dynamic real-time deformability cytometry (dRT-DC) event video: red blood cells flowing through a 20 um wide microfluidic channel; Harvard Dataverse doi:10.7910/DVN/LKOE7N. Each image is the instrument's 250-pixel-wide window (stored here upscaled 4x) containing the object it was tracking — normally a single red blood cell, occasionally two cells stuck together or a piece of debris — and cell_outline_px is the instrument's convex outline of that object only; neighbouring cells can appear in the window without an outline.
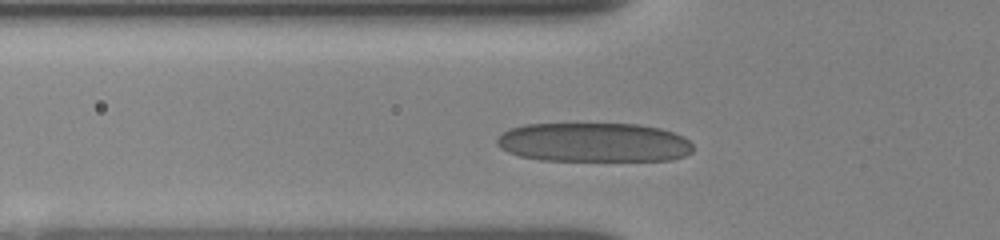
{"species": "human", "species_latin": "Homo sapiens", "temperature_condition": "room temperature", "stored_images_in_passage": 57, "camera_frame_rate_fps": 3000, "um_per_image_px": 0.085, "donor": {"sex": "female"}, "frame": {"image": 1, "passage_image": 15, "time_ms": 2.667, "image_size_px": [1000, 240], "cell_outline_px": [[692, 152], [684, 156], [672, 160], [540, 160], [520, 156], [508, 152], [500, 148], [496, 144], [496, 140], [508, 128], [524, 124], [640, 124], [660, 128], [684, 136], [692, 144]], "centroid_in_image_um": [50.47, 12.1], "position_along_channel_um": 75.3, "area_um2": 44.97}}
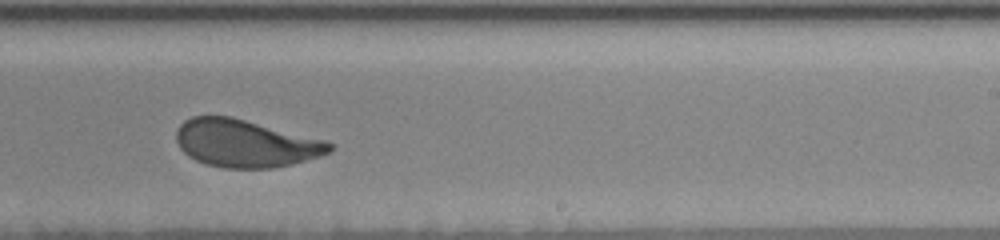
{"frame": {"image": 2, "passage_image": 40, "time_ms": 7.667, "image_size_px": [1000, 240], "cell_outline_px": [[332, 152], [320, 156], [292, 164], [272, 168], [224, 168], [204, 164], [188, 156], [180, 148], [176, 140], [176, 128], [184, 120], [192, 116], [232, 116], [324, 140], [332, 144]], "centroid_in_image_um": [20.83, 12.18], "position_along_channel_um": 268.2, "area_um2": 42.6}}
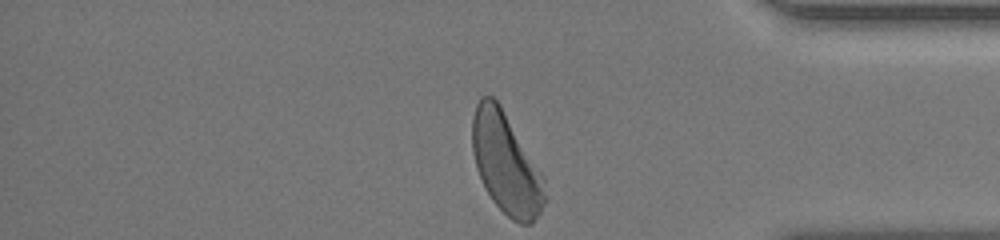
{"frame": {"image": 3, "passage_image": 56, "time_ms": 11.333, "image_size_px": [1000, 240], "cell_outline_px": [[548, 200], [532, 224], [520, 224], [512, 220], [492, 200], [476, 168], [472, 152], [472, 116], [476, 104], [480, 96], [492, 96], [500, 104], [544, 176]], "centroid_in_image_um": [43.03, 13.91], "position_along_channel_um": 392.2, "area_um2": 42.89}, "authors_computed_cell_mechanics": {"area_um2": 43.4656, "velocity_mm_per_s": 3.8475, "shape_relaxation_time_tau1_ms": 3.3174, "shape_relaxation_time_tau2_ms": 0.8755, "deformation_change_tau1": 0.1611, "deformation_change_tau2": 0.0851}}